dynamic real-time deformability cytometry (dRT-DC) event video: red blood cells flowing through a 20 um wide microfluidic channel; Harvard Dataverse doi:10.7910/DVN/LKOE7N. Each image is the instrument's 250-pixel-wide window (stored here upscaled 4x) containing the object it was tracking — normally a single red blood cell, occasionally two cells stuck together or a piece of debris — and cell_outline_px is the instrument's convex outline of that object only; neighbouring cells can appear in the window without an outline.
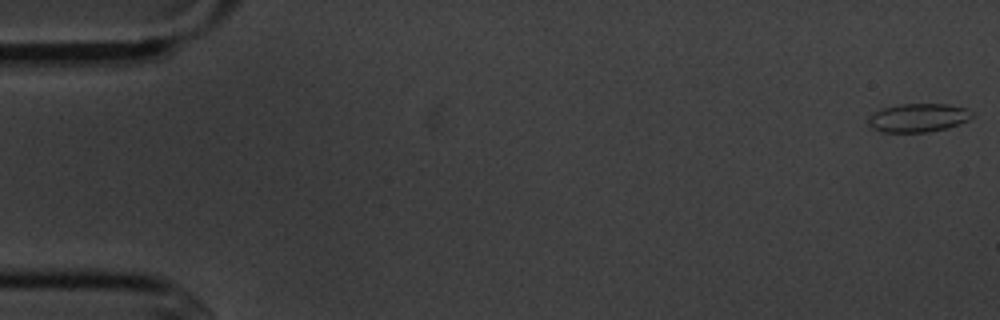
{"species": "common noctule bat (a hibernating species)", "species_latin": "Nyctalus noctula", "temperature_condition": "cold", "stored_images_in_passage": 6, "segment_of_instrument_passage": [1, 2], "camera_frame_rate_fps": 3000, "um_per_image_px": 0.085, "animal": {"sex": "male", "body_mass_g": 20.1, "forearm_length_mm": 53.5}, "frame": {"image": 1, "passage_image": 1, "time_ms": 0.0, "image_size_px": [1000, 320], "cell_outline_px": [[972, 116], [968, 120], [960, 124], [948, 128], [928, 132], [880, 132], [872, 128], [868, 124], [868, 116], [880, 108], [900, 104], [948, 104], [964, 108], [972, 112]], "centroid_in_image_um": [78.01, 10.01], "position_along_channel_um": 7.0, "area_um2": 17.4}}